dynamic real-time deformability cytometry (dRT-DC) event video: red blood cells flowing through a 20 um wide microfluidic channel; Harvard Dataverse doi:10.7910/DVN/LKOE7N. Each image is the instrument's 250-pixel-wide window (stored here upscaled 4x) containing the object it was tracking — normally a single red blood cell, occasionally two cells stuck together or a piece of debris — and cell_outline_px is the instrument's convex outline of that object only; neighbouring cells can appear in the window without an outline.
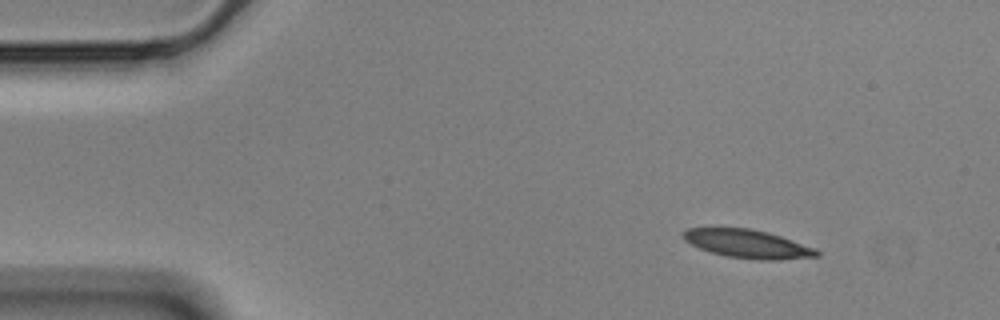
{"species": "Egyptian fruit bat (a non-hibernating species)", "species_latin": "Rousettus aegyptiacus", "temperature_condition": "cold", "stored_images_in_passage": 50, "camera_frame_rate_fps": 3000, "um_per_image_px": 0.085, "animal": {"sex": "male"}, "frame": {"image": 1, "passage_image": 1, "time_ms": 0.0, "image_size_px": [1000, 320], "cell_outline_px": [[820, 256], [780, 260], [756, 260], [728, 256], [712, 252], [700, 248], [684, 240], [680, 232], [688, 228], [752, 228], [768, 232], [816, 248], [820, 252]], "centroid_in_image_um": [63.57, 20.73], "position_along_channel_um": 21.4, "area_um2": 22.14}}
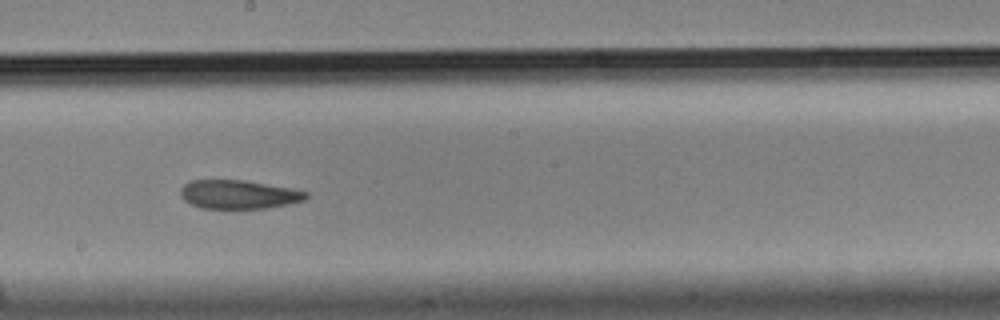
{"frame": {"image": 2, "passage_image": 25, "time_ms": 8.0, "image_size_px": [1000, 320], "cell_outline_px": [[308, 196], [304, 200], [288, 204], [264, 208], [200, 208], [184, 200], [180, 196], [180, 188], [184, 184], [192, 180], [244, 180], [292, 188], [308, 192]], "centroid_in_image_um": [20.27, 16.52], "position_along_channel_um": 227.9, "area_um2": 20.98}}
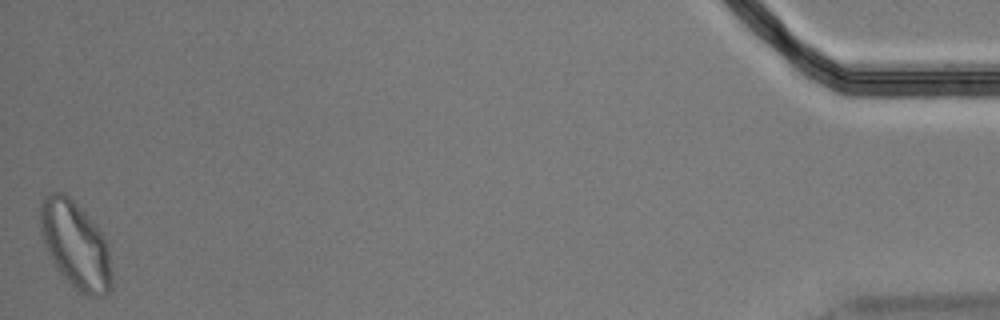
{"frame": {"image": 3, "passage_image": 50, "time_ms": 16.333, "image_size_px": [1000, 320], "cell_outline_px": [[112, 288], [104, 296], [88, 296], [80, 292], [56, 268], [44, 244], [40, 228], [40, 204], [44, 196], [48, 192], [60, 192], [68, 196], [88, 216], [104, 236], [108, 248], [112, 276]], "centroid_in_image_um": [6.42, 20.82], "position_along_channel_um": 428.8, "area_um2": 35.95}, "authors_computed_cell_mechanics": {"area_um2": 22.8599, "velocity_mm_per_s": 3.5401, "shape_relaxation_time_tau1_ms": 8.1934, "shape_relaxation_time_tau2_ms": 2.5177, "deformation_change_tau1": 0.1862, "deformation_change_tau2": 0.088}}